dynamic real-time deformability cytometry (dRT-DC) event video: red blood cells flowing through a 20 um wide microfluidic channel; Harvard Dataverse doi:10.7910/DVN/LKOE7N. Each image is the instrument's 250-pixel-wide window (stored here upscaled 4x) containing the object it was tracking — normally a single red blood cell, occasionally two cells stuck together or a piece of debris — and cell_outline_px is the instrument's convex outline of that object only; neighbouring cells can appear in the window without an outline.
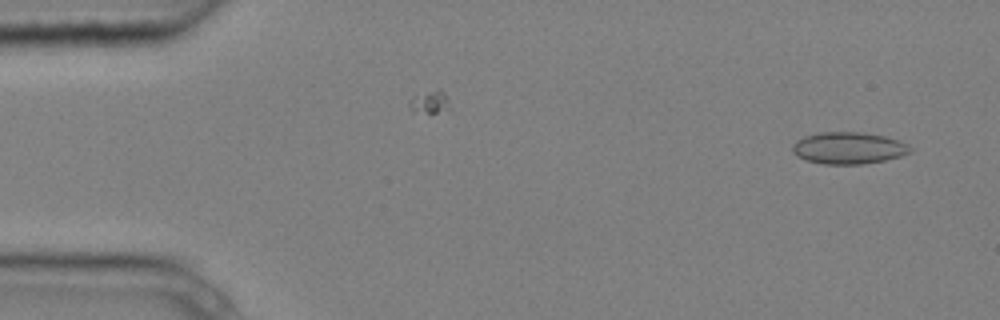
{"species": "common noctule bat (a hibernating species)", "species_latin": "Nyctalus noctula", "temperature_condition": "cold", "stored_images_in_passage": 3, "camera_frame_rate_fps": 3000, "um_per_image_px": 0.085, "animal": {"sex": "male", "body_mass_g": 20.4}, "frame": {"image": 1, "passage_image": 3, "time_ms": 0.667, "image_size_px": [1000, 320], "cell_outline_px": [[912, 152], [900, 156], [884, 160], [864, 164], [824, 164], [808, 160], [796, 156], [792, 152], [792, 144], [796, 140], [804, 136], [820, 132], [864, 132], [888, 136], [908, 144], [912, 148]], "centroid_in_image_um": [72.13, 12.57], "position_along_channel_um": 12.9, "area_um2": 22.08}}